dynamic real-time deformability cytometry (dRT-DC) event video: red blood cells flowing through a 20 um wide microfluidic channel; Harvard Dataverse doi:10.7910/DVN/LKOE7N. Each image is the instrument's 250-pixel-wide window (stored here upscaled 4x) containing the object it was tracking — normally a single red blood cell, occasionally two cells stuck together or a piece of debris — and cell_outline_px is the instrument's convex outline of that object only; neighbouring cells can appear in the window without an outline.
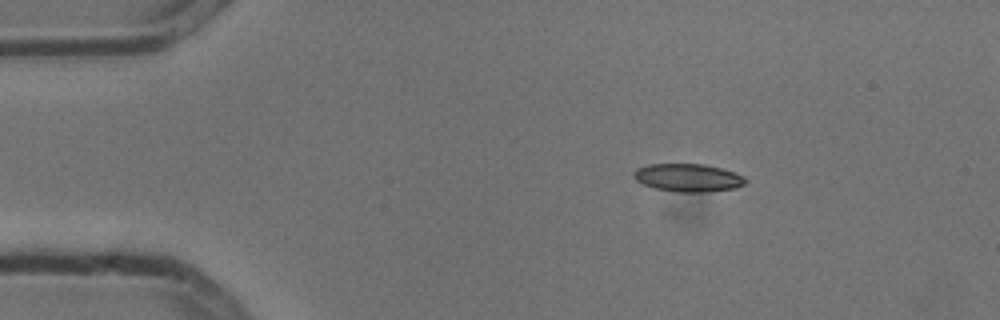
{"species": "common noctule bat (a hibernating species)", "species_latin": "Nyctalus noctula", "temperature_condition": "cold", "stored_images_in_passage": 3, "camera_frame_rate_fps": 3000, "um_per_image_px": 0.085, "animal": {"sex": "male", "body_mass_g": 13.3}, "frame": {"image": 1, "passage_image": 1, "time_ms": 0.0, "image_size_px": [1000, 320], "cell_outline_px": [[748, 180], [744, 184], [736, 188], [708, 192], [676, 192], [656, 188], [644, 184], [636, 180], [632, 176], [632, 172], [636, 168], [648, 164], [704, 164], [720, 168], [744, 176]], "centroid_in_image_um": [58.47, 15.1], "position_along_channel_um": 26.5, "area_um2": 18.26}}